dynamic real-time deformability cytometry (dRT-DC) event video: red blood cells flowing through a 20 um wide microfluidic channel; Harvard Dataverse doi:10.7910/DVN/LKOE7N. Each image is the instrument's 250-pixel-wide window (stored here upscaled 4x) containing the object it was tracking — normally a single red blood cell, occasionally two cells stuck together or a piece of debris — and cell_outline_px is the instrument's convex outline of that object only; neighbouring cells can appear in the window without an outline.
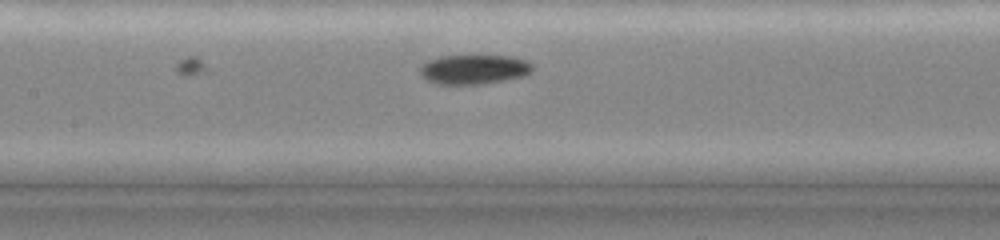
{"species": "common noctule bat (a hibernating species)", "species_latin": "Nyctalus noctula", "temperature_condition": "cold", "stored_images_in_passage": 23, "camera_frame_rate_fps": 3000, "um_per_image_px": 0.085, "animal": {"sex": "female", "body_mass_g": 19.0, "forearm_length_mm": 51.5}, "frame": {"image": 1, "passage_image": 11, "time_ms": 4.0, "image_size_px": [1000, 240], "cell_outline_px": [[532, 68], [524, 76], [484, 84], [436, 84], [420, 76], [420, 68], [428, 60], [440, 56], [512, 56], [524, 60], [532, 64]], "centroid_in_image_um": [40.25, 5.9], "position_along_channel_um": 167.1, "area_um2": 19.19}}
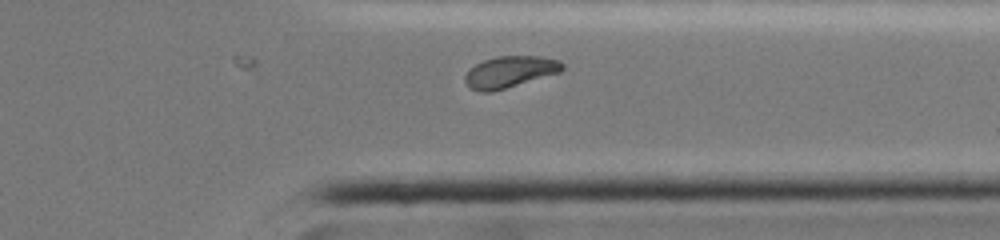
{"frame": {"image": 2, "passage_image": 23, "time_ms": 9.0, "image_size_px": [1000, 240], "cell_outline_px": [[564, 68], [560, 72], [492, 92], [480, 92], [472, 88], [464, 80], [464, 76], [468, 68], [484, 60], [496, 56], [540, 56], [560, 60], [564, 64]], "centroid_in_image_um": [43.33, 6.1], "position_along_channel_um": 368.1, "area_um2": 17.86}}